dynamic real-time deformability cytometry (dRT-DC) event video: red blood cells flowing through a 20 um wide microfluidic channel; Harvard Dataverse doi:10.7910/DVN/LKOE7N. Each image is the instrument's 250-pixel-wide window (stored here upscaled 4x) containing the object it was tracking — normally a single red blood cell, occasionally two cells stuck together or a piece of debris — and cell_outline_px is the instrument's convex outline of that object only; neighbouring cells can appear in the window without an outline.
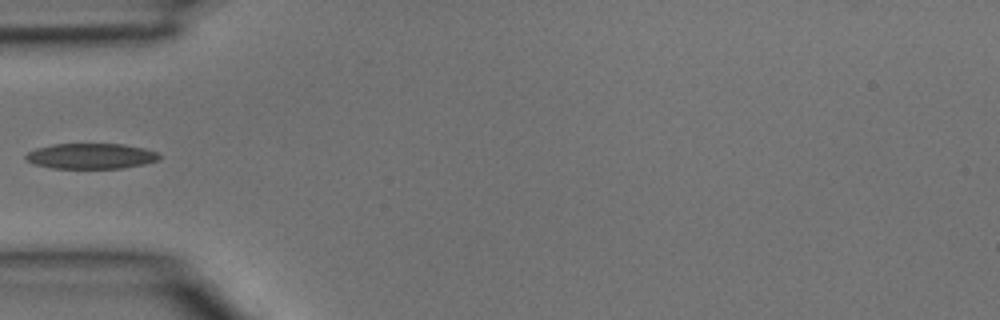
{"species": "common noctule bat (a hibernating species)", "species_latin": "Nyctalus noctula", "temperature_condition": "room temperature", "stored_images_in_passage": 4, "camera_frame_rate_fps": 3000, "um_per_image_px": 0.085, "animal": {"sex": "male", "body_mass_g": 15.6}, "frame": {"image": 1, "passage_image": 4, "time_ms": 1.0, "image_size_px": [1000, 320], "cell_outline_px": [[160, 160], [144, 164], [120, 168], [52, 168], [36, 164], [28, 160], [24, 156], [28, 152], [36, 148], [52, 144], [124, 144], [144, 148], [160, 152]], "centroid_in_image_um": [7.78, 13.26], "position_along_channel_um": 77.2, "area_um2": 19.83}}